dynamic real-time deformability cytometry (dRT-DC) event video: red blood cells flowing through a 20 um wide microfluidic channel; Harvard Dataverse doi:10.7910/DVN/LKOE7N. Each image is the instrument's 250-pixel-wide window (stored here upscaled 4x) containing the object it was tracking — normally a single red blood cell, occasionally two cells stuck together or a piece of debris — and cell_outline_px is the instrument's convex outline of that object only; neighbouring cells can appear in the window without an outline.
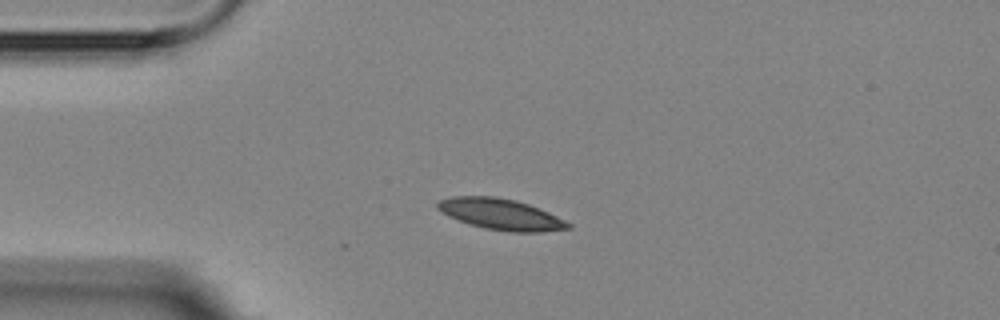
{"species": "Egyptian fruit bat (a non-hibernating species)", "species_latin": "Rousettus aegyptiacus", "temperature_condition": "room temperature", "stored_images_in_passage": 4, "camera_frame_rate_fps": 3000, "um_per_image_px": 0.085, "animal": {"sex": "female"}, "frame": {"image": 1, "passage_image": 4, "time_ms": 3.333, "image_size_px": [1000, 320], "cell_outline_px": [[572, 228], [544, 232], [508, 232], [484, 228], [468, 224], [448, 216], [436, 208], [436, 204], [440, 200], [452, 196], [496, 196], [516, 200], [528, 204], [548, 212], [572, 224]], "centroid_in_image_um": [42.56, 18.22], "position_along_channel_um": 42.4, "area_um2": 23.76}}